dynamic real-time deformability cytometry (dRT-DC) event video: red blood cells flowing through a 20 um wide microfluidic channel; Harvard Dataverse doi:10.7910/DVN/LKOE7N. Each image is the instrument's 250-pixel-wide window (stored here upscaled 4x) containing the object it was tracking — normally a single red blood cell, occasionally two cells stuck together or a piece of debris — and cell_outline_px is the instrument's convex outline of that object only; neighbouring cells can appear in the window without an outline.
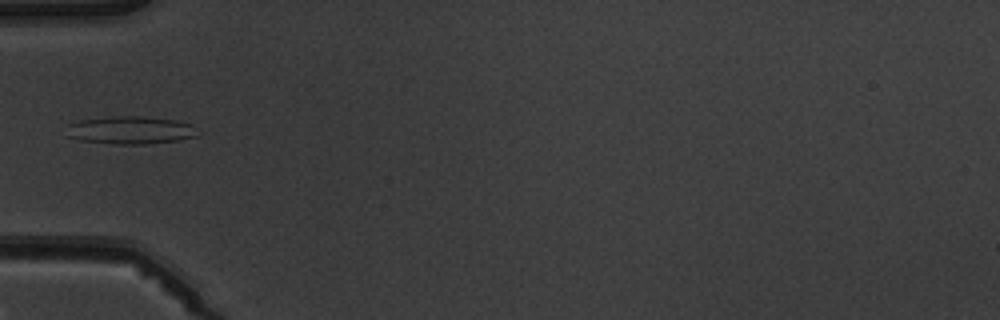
{"species": "common noctule bat (a hibernating species)", "species_latin": "Nyctalus noctula", "temperature_condition": "warm", "stored_images_in_passage": 3, "camera_frame_rate_fps": 3000, "um_per_image_px": 0.085, "animal": {"sex": "male", "body_mass_g": 19.5, "forearm_length_mm": 54.6}, "frame": {"image": 1, "passage_image": 2, "time_ms": 2.333, "image_size_px": [1000, 320], "cell_outline_px": [[196, 136], [180, 140], [144, 144], [112, 144], [80, 140], [68, 136], [68, 124], [76, 120], [116, 116], [144, 116], [176, 120], [192, 124]], "centroid_in_image_um": [11.06, 11.06], "position_along_channel_um": 73.9, "area_um2": 21.21}}